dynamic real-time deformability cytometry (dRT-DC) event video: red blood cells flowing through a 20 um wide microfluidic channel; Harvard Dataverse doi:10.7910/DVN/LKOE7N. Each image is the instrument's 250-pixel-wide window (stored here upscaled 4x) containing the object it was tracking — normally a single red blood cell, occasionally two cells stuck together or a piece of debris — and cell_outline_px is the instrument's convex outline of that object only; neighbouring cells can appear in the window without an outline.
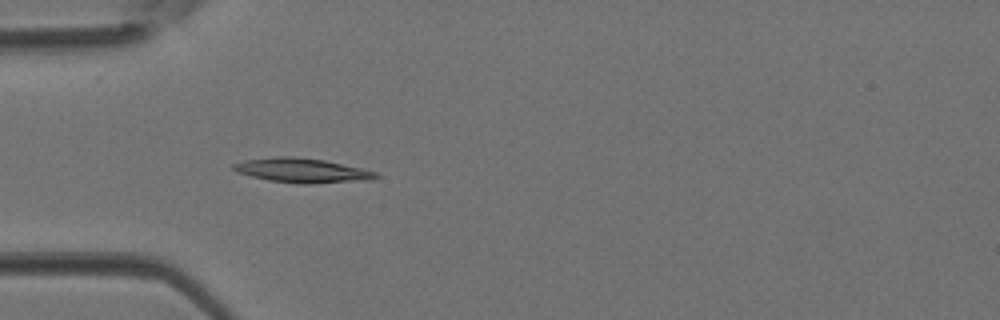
{"species": "Egyptian fruit bat (a non-hibernating species)", "species_latin": "Rousettus aegyptiacus", "temperature_condition": "room temperature", "stored_images_in_passage": 2, "camera_frame_rate_fps": 3000, "um_per_image_px": 0.085, "animal": {"sex": "female"}, "frame": {"image": 1, "passage_image": 2, "time_ms": 0.333, "image_size_px": [1000, 320], "cell_outline_px": [[380, 176], [372, 180], [312, 184], [300, 184], [268, 180], [236, 172], [232, 168], [232, 164], [244, 160], [280, 156], [292, 156], [324, 160], [360, 168], [376, 172]], "centroid_in_image_um": [25.68, 14.5], "position_along_channel_um": 59.3, "area_um2": 20.29}}